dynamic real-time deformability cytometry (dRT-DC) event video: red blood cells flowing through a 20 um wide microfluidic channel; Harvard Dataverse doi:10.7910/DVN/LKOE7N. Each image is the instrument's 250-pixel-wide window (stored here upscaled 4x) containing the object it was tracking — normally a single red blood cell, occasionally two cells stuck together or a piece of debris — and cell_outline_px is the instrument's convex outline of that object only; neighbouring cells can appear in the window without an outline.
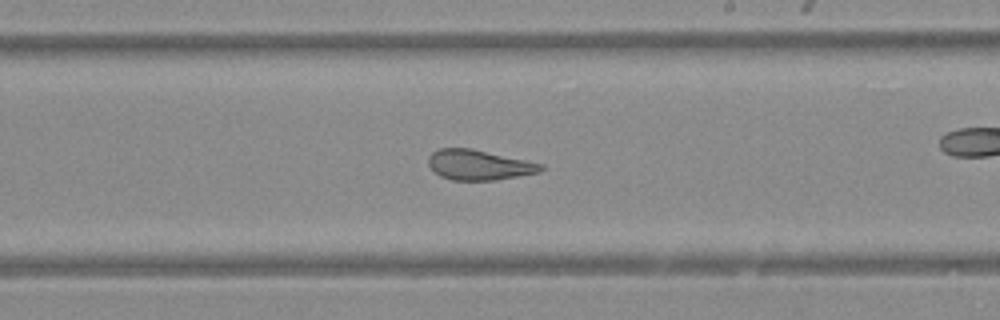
{"species": "Egyptian fruit bat (a non-hibernating species)", "species_latin": "Rousettus aegyptiacus", "temperature_condition": "warm", "stored_images_in_passage": 50, "camera_frame_rate_fps": 3000, "um_per_image_px": 0.085, "animal": {"sex": "female"}, "frame": {"image": 1, "passage_image": 29, "time_ms": 9.333, "image_size_px": [1000, 320], "cell_outline_px": [[544, 168], [540, 172], [496, 180], [452, 180], [440, 176], [428, 164], [428, 156], [432, 152], [440, 148], [472, 148], [544, 164]], "centroid_in_image_um": [40.71, 14.01], "position_along_channel_um": 248.3, "area_um2": 19.77}}